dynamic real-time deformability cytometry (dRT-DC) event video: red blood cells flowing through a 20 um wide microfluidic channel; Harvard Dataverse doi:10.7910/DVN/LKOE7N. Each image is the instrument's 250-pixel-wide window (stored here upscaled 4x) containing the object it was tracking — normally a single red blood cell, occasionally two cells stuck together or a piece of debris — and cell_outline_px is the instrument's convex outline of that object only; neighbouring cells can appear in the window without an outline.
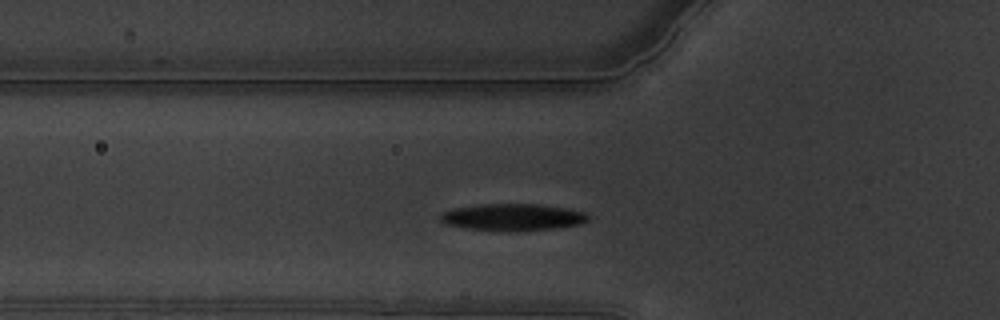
{"species": "common noctule bat (a hibernating species)", "species_latin": "Nyctalus noctula", "temperature_condition": "warm", "stored_images_in_passage": 50, "camera_frame_rate_fps": 3000, "um_per_image_px": 0.085, "animal": {"sex": "male", "body_mass_g": 19.5, "forearm_length_mm": 54.6}, "frame": {"image": 1, "passage_image": 10, "time_ms": 3.0, "image_size_px": [1000, 320], "cell_outline_px": [[588, 220], [580, 224], [556, 228], [464, 228], [448, 224], [440, 220], [440, 216], [444, 212], [452, 208], [480, 204], [536, 204], [564, 208], [584, 212], [588, 216]], "centroid_in_image_um": [43.57, 18.4], "position_along_channel_um": 82.2, "area_um2": 21.79}}
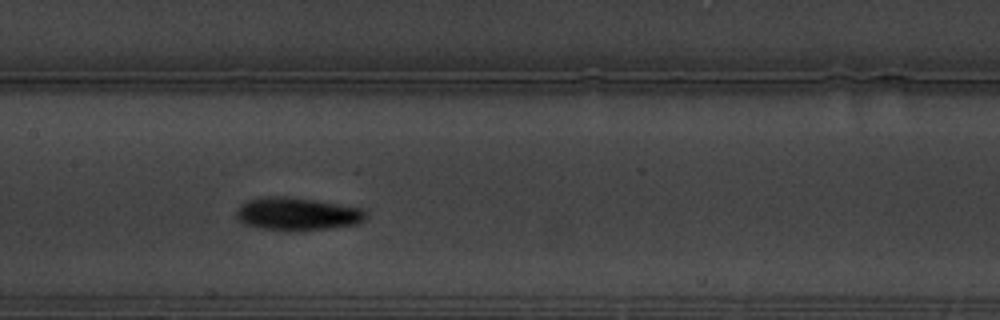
{"frame": {"image": 2, "passage_image": 19, "time_ms": 6.0, "image_size_px": [1000, 320], "cell_outline_px": [[368, 216], [360, 224], [332, 228], [256, 228], [244, 224], [236, 216], [236, 208], [240, 204], [248, 200], [268, 196], [288, 196], [316, 200], [364, 208]], "centroid_in_image_um": [25.3, 18.14], "position_along_channel_um": 182.1, "area_um2": 24.45}}
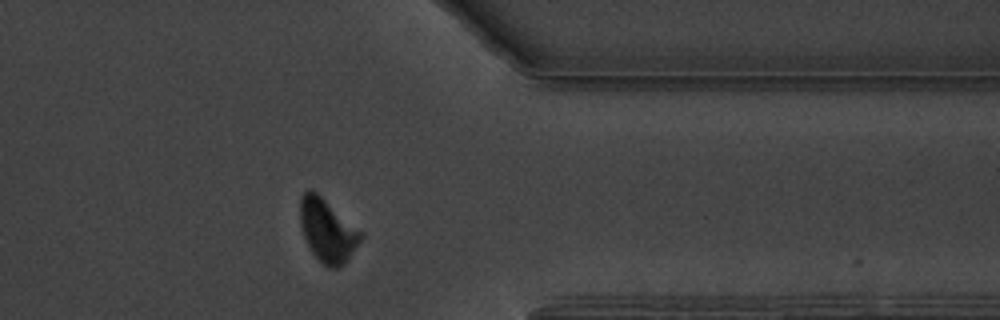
{"frame": {"image": 3, "passage_image": 38, "time_ms": 12.333, "image_size_px": [1000, 320], "cell_outline_px": [[364, 236], [348, 260], [344, 264], [336, 268], [328, 268], [312, 252], [304, 236], [300, 224], [300, 196], [308, 188], [312, 188], [364, 232]], "centroid_in_image_um": [27.85, 19.56], "position_along_channel_um": 383.5, "area_um2": 22.48}, "authors_computed_cell_mechanics": {"area_um2": 23.0911, "velocity_mm_per_s": 3.3216, "shape_relaxation_time_tau1_ms": 3.3819, "shape_relaxation_time_tau2_ms": 4.059, "deformation_change_tau1": 0.1555, "deformation_change_tau2": 0.064}}